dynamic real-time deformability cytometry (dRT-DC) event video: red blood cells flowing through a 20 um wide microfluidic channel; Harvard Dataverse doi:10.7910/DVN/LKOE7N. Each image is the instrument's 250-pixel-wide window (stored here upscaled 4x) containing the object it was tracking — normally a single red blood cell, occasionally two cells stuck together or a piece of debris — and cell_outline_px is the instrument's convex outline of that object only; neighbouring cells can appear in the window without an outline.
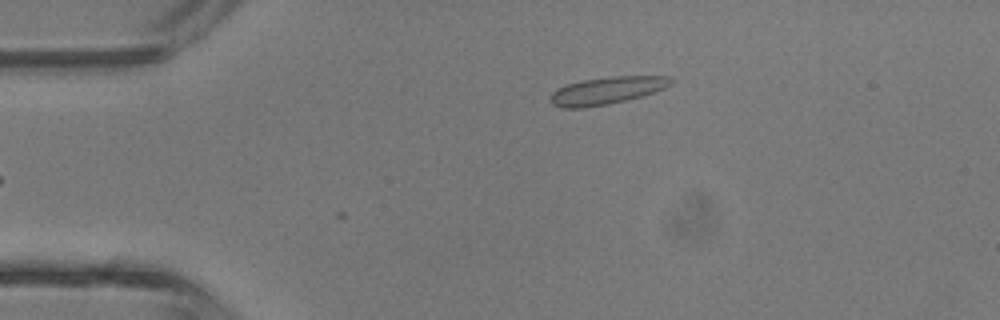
{"species": "common noctule bat (a hibernating species)", "species_latin": "Nyctalus noctula", "temperature_condition": "room temperature", "stored_images_in_passage": 2, "camera_frame_rate_fps": 3000, "um_per_image_px": 0.085, "animal": {"sex": "male", "body_mass_g": 13.3}, "frame": {"image": 1, "passage_image": 2, "time_ms": 1.0, "image_size_px": [1000, 320], "cell_outline_px": [[676, 80], [672, 84], [664, 88], [644, 96], [608, 104], [584, 108], [560, 108], [552, 104], [548, 100], [548, 96], [556, 88], [580, 80], [612, 76], [672, 76]], "centroid_in_image_um": [51.57, 7.7], "position_along_channel_um": 33.4, "area_um2": 19.71}}